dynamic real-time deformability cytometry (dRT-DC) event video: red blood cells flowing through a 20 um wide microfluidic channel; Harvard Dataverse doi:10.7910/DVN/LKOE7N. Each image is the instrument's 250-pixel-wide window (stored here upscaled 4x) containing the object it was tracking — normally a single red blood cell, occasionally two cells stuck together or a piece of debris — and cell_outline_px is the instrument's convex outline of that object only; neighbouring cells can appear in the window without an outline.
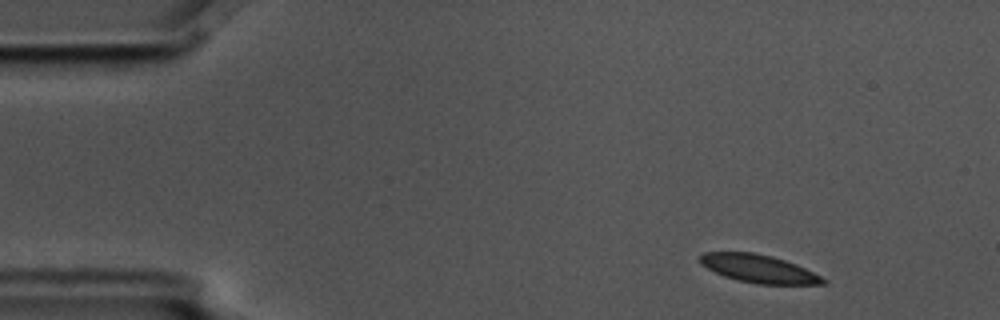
{"species": "common noctule bat (a hibernating species)", "species_latin": "Nyctalus noctula", "temperature_condition": "cold", "stored_images_in_passage": 5, "camera_frame_rate_fps": 3000, "um_per_image_px": 0.085, "animal": {"sex": "male", "body_mass_g": 17.5, "forearm_length_mm": 52.3}, "frame": {"image": 1, "passage_image": 1, "time_ms": 0.0, "image_size_px": [1000, 320], "cell_outline_px": [[828, 284], [756, 284], [736, 280], [724, 276], [700, 264], [700, 256], [704, 252], [752, 252], [772, 256], [796, 264], [828, 280]], "centroid_in_image_um": [64.5, 22.84], "position_along_channel_um": 20.5, "area_um2": 20.0}}
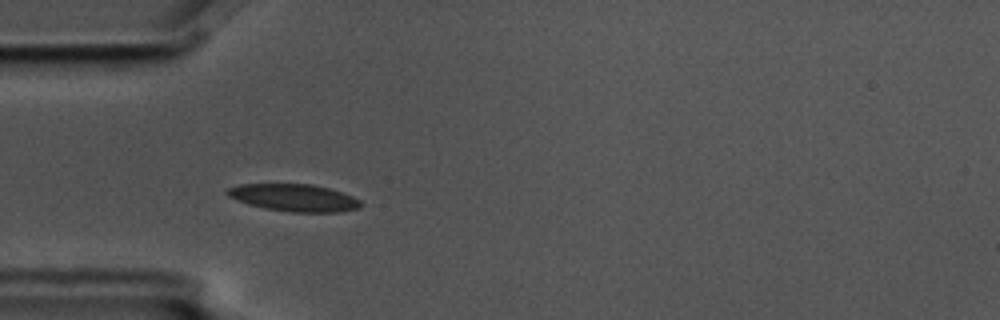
{"frame": {"image": 2, "passage_image": 4, "time_ms": 1.0, "image_size_px": [1000, 320], "cell_outline_px": [[364, 204], [360, 208], [340, 212], [292, 212], [264, 208], [248, 204], [236, 200], [228, 196], [224, 192], [228, 188], [240, 184], [312, 184], [328, 188], [352, 196], [360, 200]], "centroid_in_image_um": [24.99, 16.81], "position_along_channel_um": 60.0, "area_um2": 21.27}}